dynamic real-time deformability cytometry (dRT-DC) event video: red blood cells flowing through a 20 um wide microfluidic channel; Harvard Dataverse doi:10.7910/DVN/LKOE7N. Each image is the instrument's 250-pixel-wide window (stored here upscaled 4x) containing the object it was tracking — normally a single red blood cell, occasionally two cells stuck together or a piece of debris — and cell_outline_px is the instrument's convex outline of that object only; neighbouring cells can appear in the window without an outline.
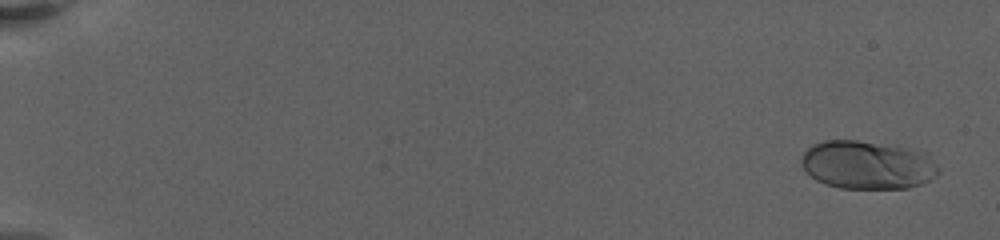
{"species": "human", "species_latin": "Homo sapiens", "temperature_condition": "warm", "stored_images_in_passage": 28, "camera_frame_rate_fps": 3000, "um_per_image_px": 0.085, "donor": {"sex": "female"}, "frame": {"image": 1, "passage_image": 2, "time_ms": 0.667, "image_size_px": [1000, 240], "cell_outline_px": [[940, 172], [936, 176], [920, 184], [908, 188], [840, 188], [824, 184], [816, 180], [804, 168], [800, 160], [804, 152], [812, 144], [824, 140], [856, 140], [896, 144], [924, 152], [940, 168]], "centroid_in_image_um": [73.74, 14.0], "position_along_channel_um": 11.3, "area_um2": 38.96}}
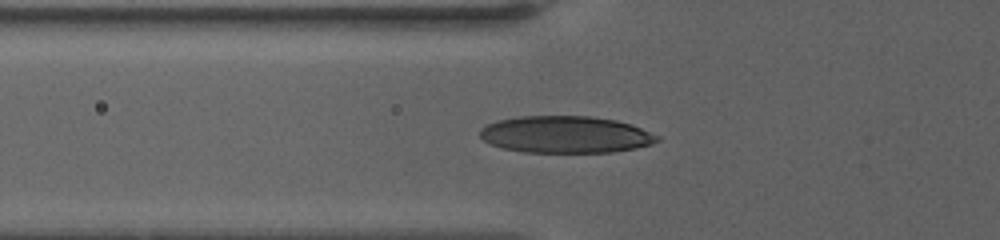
{"frame": {"image": 2, "passage_image": 17, "time_ms": 8.333, "image_size_px": [1000, 240], "cell_outline_px": [[660, 140], [652, 144], [636, 148], [612, 152], [524, 152], [500, 148], [488, 144], [480, 136], [480, 128], [496, 120], [520, 116], [588, 116], [616, 120], [640, 128], [660, 136]], "centroid_in_image_um": [48.04, 11.44], "position_along_channel_um": 77.8, "area_um2": 38.26}}
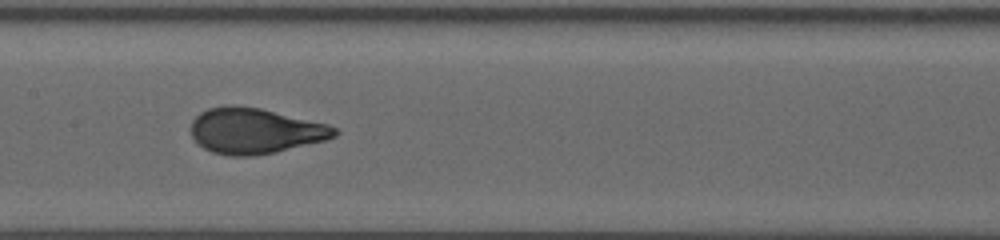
{"frame": {"image": 3, "passage_image": 27, "time_ms": 11.667, "image_size_px": [1000, 240], "cell_outline_px": [[340, 132], [336, 136], [328, 140], [276, 152], [256, 156], [228, 156], [212, 152], [204, 148], [192, 136], [192, 120], [200, 112], [208, 108], [228, 104], [236, 104], [260, 108], [328, 124], [336, 128]], "centroid_in_image_um": [21.7, 11.12], "position_along_channel_um": 185.7, "area_um2": 38.49}}